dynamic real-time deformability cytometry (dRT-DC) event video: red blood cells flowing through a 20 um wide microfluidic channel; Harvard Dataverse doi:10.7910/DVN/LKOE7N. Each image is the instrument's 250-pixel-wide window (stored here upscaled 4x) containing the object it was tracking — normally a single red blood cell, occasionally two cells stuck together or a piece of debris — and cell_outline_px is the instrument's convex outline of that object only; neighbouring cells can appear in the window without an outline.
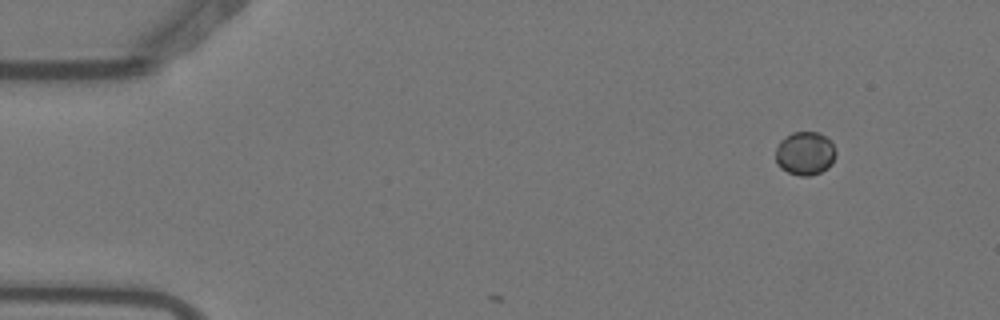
{"species": "Egyptian fruit bat (a non-hibernating species)", "species_latin": "Rousettus aegyptiacus", "temperature_condition": "warm", "stored_images_in_passage": 5, "camera_frame_rate_fps": 3000, "um_per_image_px": 0.085, "animal": {"sex": "female"}, "frame": {"image": 1, "passage_image": 2, "time_ms": 0.333, "image_size_px": [1000, 320], "cell_outline_px": [[836, 156], [832, 164], [828, 168], [820, 172], [808, 176], [800, 176], [788, 172], [780, 168], [776, 164], [776, 148], [780, 140], [784, 136], [792, 132], [820, 132], [832, 144], [836, 152]], "centroid_in_image_um": [68.41, 13.04], "position_along_channel_um": 16.6, "area_um2": 15.37}}
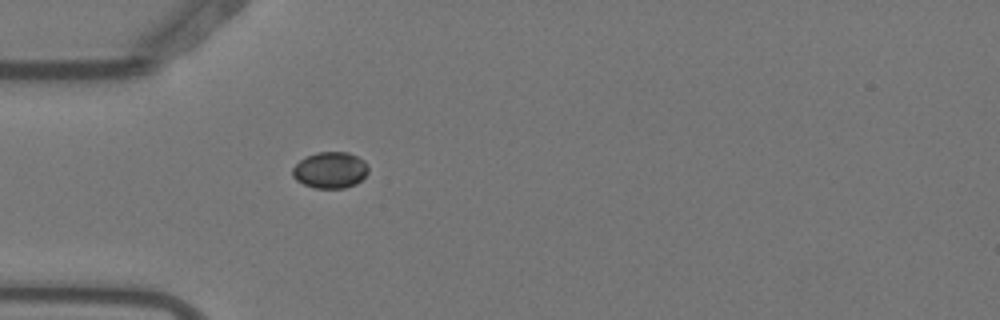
{"frame": {"image": 2, "passage_image": 5, "time_ms": 1.333, "image_size_px": [1000, 320], "cell_outline_px": [[368, 172], [356, 184], [344, 188], [316, 188], [304, 184], [296, 180], [292, 176], [292, 168], [300, 160], [316, 152], [348, 152], [364, 160], [368, 168]], "centroid_in_image_um": [28.06, 14.46], "position_along_channel_um": 56.9, "area_um2": 15.95}}